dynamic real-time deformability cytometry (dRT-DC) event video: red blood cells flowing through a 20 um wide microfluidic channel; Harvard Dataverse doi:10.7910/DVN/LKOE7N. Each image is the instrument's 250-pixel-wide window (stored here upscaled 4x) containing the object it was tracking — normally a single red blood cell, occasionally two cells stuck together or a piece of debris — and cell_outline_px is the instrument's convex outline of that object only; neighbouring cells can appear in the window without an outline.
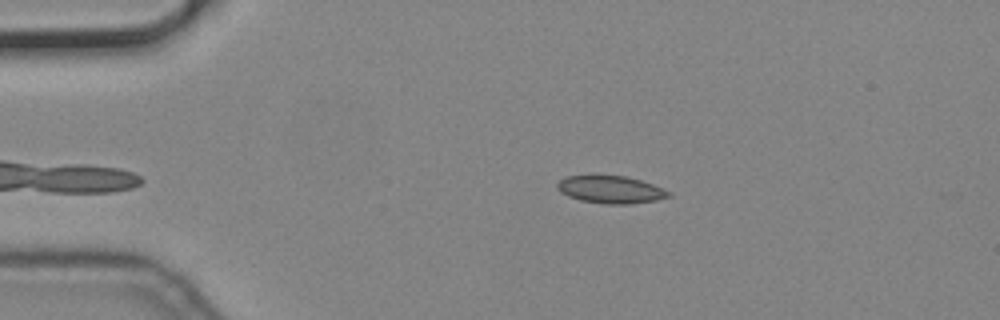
{"species": "common noctule bat (a hibernating species)", "species_latin": "Nyctalus noctula", "temperature_condition": "cold", "stored_images_in_passage": 38, "camera_frame_rate_fps": 3000, "um_per_image_px": 0.085, "animal": {"sex": "male", "body_mass_g": 19.2, "forearm_length_mm": 51.8}, "frame": {"image": 1, "passage_image": 3, "time_ms": 0.667, "image_size_px": [1000, 320], "cell_outline_px": [[672, 196], [656, 200], [628, 204], [604, 204], [580, 200], [568, 196], [560, 192], [556, 188], [556, 184], [560, 180], [568, 176], [592, 172], [596, 172], [628, 176], [664, 188], [672, 192]], "centroid_in_image_um": [51.87, 16.06], "position_along_channel_um": 33.1, "area_um2": 18.79}}
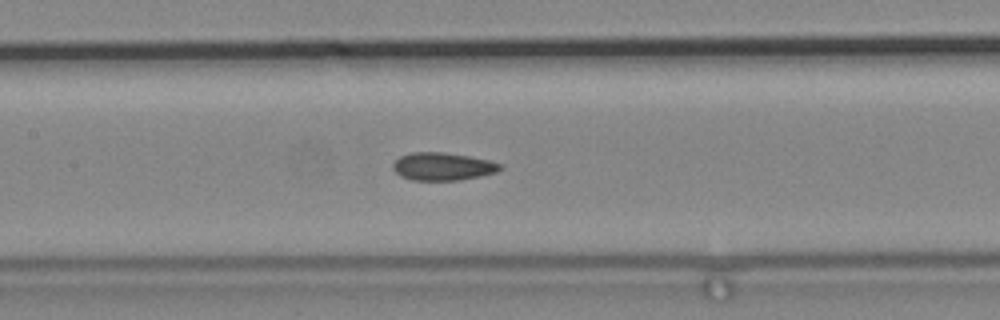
{"frame": {"image": 2, "passage_image": 18, "time_ms": 5.667, "image_size_px": [1000, 320], "cell_outline_px": [[504, 168], [496, 172], [480, 176], [460, 180], [412, 180], [400, 176], [392, 168], [392, 164], [400, 156], [412, 152], [444, 152], [468, 156], [488, 160], [504, 164]], "centroid_in_image_um": [37.65, 14.15], "position_along_channel_um": 169.8, "area_um2": 17.46}}
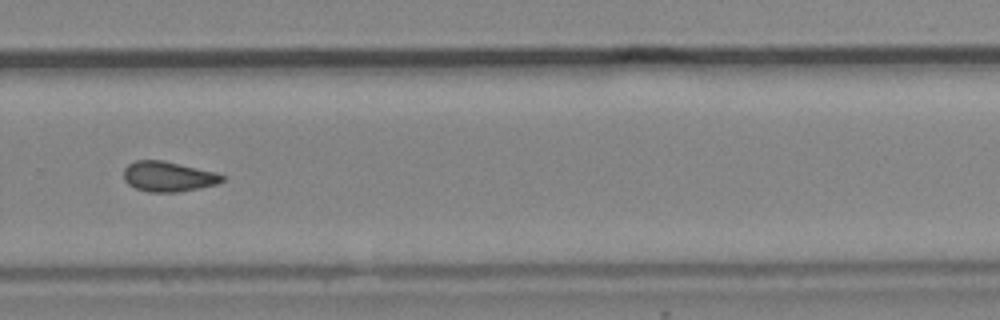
{"frame": {"image": 3, "passage_image": 30, "time_ms": 9.667, "image_size_px": [1000, 320], "cell_outline_px": [[224, 180], [216, 184], [200, 188], [176, 192], [148, 192], [136, 188], [128, 184], [124, 180], [124, 168], [128, 164], [136, 160], [160, 160], [216, 172], [224, 176]], "centroid_in_image_um": [14.28, 15.01], "position_along_channel_um": 315.5, "area_um2": 17.17}}